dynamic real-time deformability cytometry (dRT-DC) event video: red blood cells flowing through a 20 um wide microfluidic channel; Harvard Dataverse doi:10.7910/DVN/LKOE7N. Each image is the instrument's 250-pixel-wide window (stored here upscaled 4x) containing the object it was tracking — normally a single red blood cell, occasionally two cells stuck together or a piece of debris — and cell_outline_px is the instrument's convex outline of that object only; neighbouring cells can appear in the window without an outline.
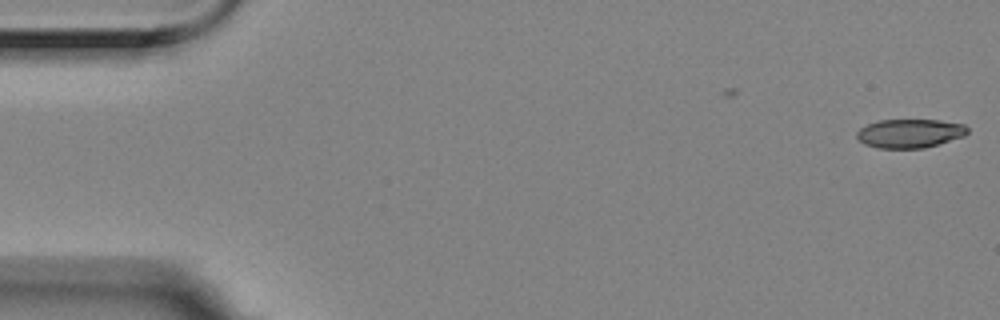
{"species": "Egyptian fruit bat (a non-hibernating species)", "species_latin": "Rousettus aegyptiacus", "temperature_condition": "room temperature", "stored_images_in_passage": 5, "camera_frame_rate_fps": 3000, "um_per_image_px": 0.085, "animal": {"sex": "female"}, "frame": {"image": 1, "passage_image": 1, "time_ms": 0.0, "image_size_px": [1000, 320], "cell_outline_px": [[968, 132], [964, 136], [924, 148], [876, 148], [864, 144], [856, 136], [856, 132], [860, 128], [868, 124], [880, 120], [940, 120], [964, 124], [968, 128]], "centroid_in_image_um": [77.33, 11.34], "position_along_channel_um": 7.7, "area_um2": 18.55}}
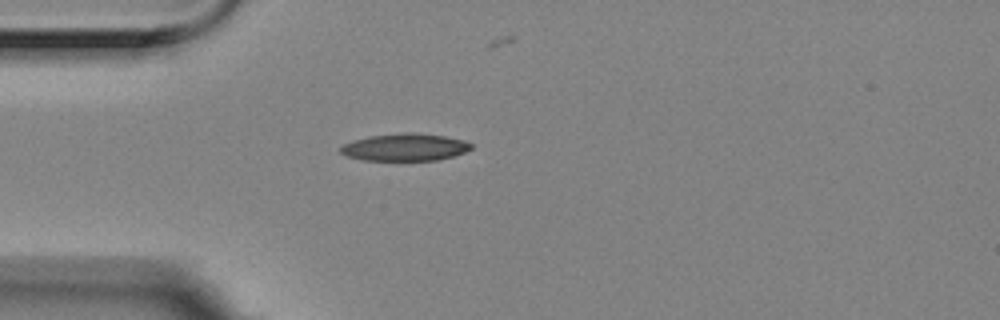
{"frame": {"image": 2, "passage_image": 4, "time_ms": 1.0, "image_size_px": [1000, 320], "cell_outline_px": [[472, 148], [464, 152], [452, 156], [436, 160], [360, 160], [348, 156], [340, 152], [340, 148], [344, 144], [352, 140], [368, 136], [404, 132], [416, 132], [444, 136], [464, 140], [472, 144]], "centroid_in_image_um": [34.4, 12.5], "position_along_channel_um": 50.6, "area_um2": 20.81}}